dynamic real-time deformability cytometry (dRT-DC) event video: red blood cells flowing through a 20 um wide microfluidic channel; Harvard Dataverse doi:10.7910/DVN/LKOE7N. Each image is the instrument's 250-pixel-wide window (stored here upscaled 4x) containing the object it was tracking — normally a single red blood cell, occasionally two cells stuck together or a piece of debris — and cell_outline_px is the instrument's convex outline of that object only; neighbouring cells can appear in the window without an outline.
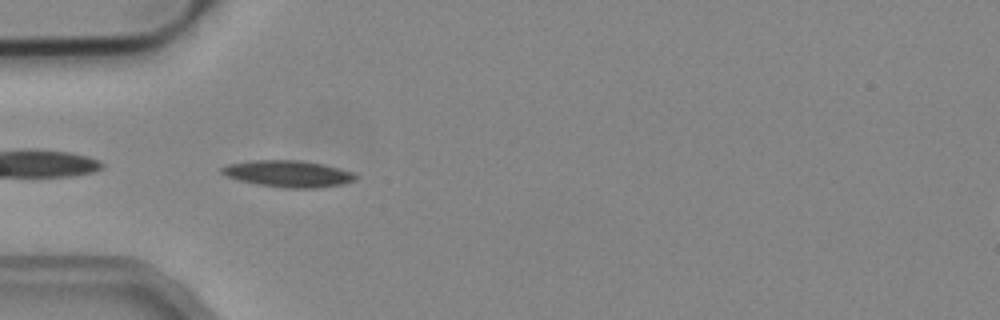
{"species": "common noctule bat (a hibernating species)", "species_latin": "Nyctalus noctula", "temperature_condition": "cold", "stored_images_in_passage": 5, "camera_frame_rate_fps": 3000, "um_per_image_px": 0.085, "animal": {"sex": "male", "body_mass_g": 19.2, "forearm_length_mm": 51.8}, "frame": {"image": 1, "passage_image": 4, "time_ms": 1.0, "image_size_px": [1000, 320], "cell_outline_px": [[356, 180], [340, 184], [316, 188], [284, 188], [236, 180], [220, 172], [220, 168], [228, 164], [252, 160], [300, 160], [324, 164], [352, 172], [356, 176]], "centroid_in_image_um": [24.46, 14.76], "position_along_channel_um": 60.5, "area_um2": 20.63}}